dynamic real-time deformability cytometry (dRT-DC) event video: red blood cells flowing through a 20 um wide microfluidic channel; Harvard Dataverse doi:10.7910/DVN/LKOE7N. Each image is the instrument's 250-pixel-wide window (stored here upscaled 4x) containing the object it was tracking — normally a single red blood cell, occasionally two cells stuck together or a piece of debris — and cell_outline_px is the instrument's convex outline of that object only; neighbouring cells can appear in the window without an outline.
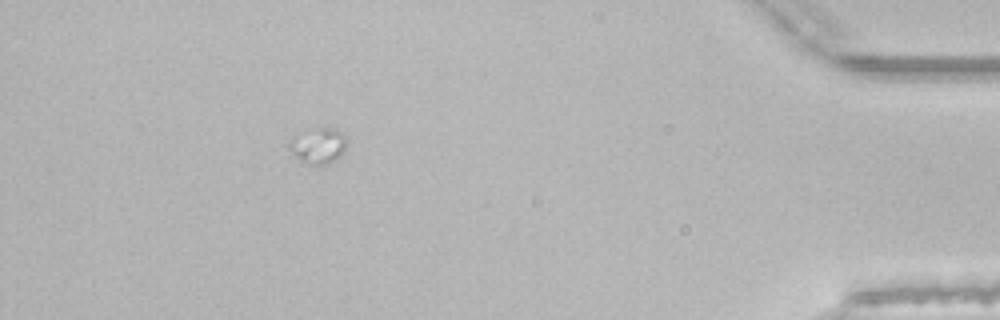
{"species": "common noctule bat (a hibernating species)", "species_latin": "Nyctalus noctula", "temperature_condition": "room temperature", "stored_images_in_passage": 38, "camera_frame_rate_fps": 3000, "um_per_image_px": 0.085, "animal": {"sex": "male", "body_mass_g": 21.5, "forearm_length_mm": 52.0}, "frame": {"image": 1, "passage_image": 33, "time_ms": 10.667, "image_size_px": [1000, 320], "cell_outline_px": [[348, 136], [344, 152], [336, 160], [328, 164], [304, 164], [288, 148], [288, 140], [292, 136], [320, 128], [332, 128], [344, 132]], "centroid_in_image_um": [27.08, 12.39], "position_along_channel_um": 408.1, "area_um2": 12.08}}